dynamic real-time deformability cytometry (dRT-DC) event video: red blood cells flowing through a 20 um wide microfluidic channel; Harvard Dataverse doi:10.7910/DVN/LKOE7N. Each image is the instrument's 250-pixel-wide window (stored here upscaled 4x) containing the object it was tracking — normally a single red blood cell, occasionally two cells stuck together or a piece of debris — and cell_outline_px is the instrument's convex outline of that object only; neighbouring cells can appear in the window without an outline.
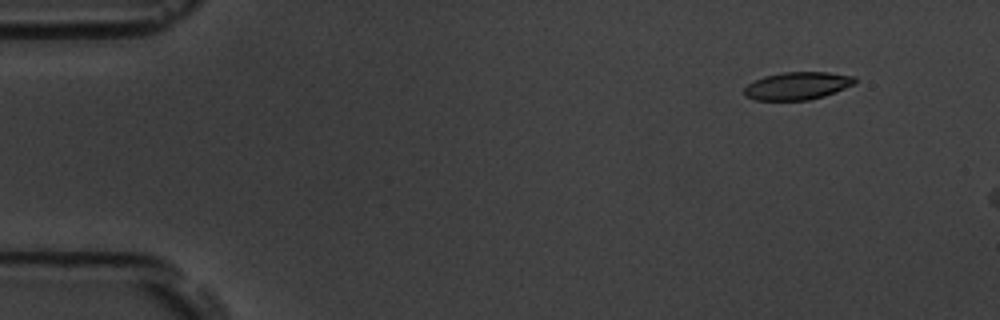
{"species": "common noctule bat (a hibernating species)", "species_latin": "Nyctalus noctula", "temperature_condition": "room temperature", "stored_images_in_passage": 3, "camera_frame_rate_fps": 3000, "um_per_image_px": 0.085, "animal": {"sex": "male", "body_mass_g": 19.5, "forearm_length_mm": 54.6}, "frame": {"image": 1, "passage_image": 2, "time_ms": 0.333, "image_size_px": [1000, 320], "cell_outline_px": [[856, 84], [824, 96], [808, 100], [756, 100], [744, 96], [744, 88], [748, 84], [764, 76], [784, 72], [828, 72], [856, 76]], "centroid_in_image_um": [67.8, 7.29], "position_along_channel_um": 17.2, "area_um2": 17.92}}